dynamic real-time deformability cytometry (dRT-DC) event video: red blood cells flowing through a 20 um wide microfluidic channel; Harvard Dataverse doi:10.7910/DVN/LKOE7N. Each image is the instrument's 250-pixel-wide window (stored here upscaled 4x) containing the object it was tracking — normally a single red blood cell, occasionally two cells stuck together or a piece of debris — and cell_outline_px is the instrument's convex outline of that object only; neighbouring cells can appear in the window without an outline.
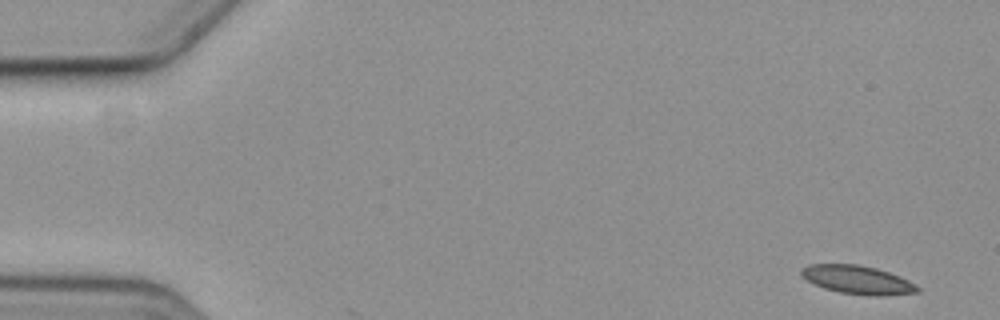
{"species": "common noctule bat (a hibernating species)", "species_latin": "Nyctalus noctula", "temperature_condition": "cold", "stored_images_in_passage": 3, "camera_frame_rate_fps": 3000, "um_per_image_px": 0.085, "animal": {"sex": "female", "body_mass_g": 19.3, "forearm_length_mm": 54.1}, "frame": {"image": 1, "passage_image": 1, "time_ms": 0.0, "image_size_px": [1000, 320], "cell_outline_px": [[920, 292], [884, 296], [872, 296], [840, 292], [824, 288], [800, 276], [800, 268], [808, 264], [860, 264], [876, 268], [900, 276], [916, 284], [920, 288]], "centroid_in_image_um": [72.91, 23.78], "position_along_channel_um": 12.1, "area_um2": 19.42}}